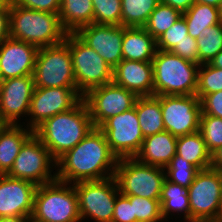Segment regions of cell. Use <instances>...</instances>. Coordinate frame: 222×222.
<instances>
[{
  "instance_id": "cell-1",
  "label": "cell",
  "mask_w": 222,
  "mask_h": 222,
  "mask_svg": "<svg viewBox=\"0 0 222 222\" xmlns=\"http://www.w3.org/2000/svg\"><path fill=\"white\" fill-rule=\"evenodd\" d=\"M118 158L112 153L105 134L94 127L74 148L57 161V180L76 183L102 180L115 175Z\"/></svg>"
},
{
  "instance_id": "cell-2",
  "label": "cell",
  "mask_w": 222,
  "mask_h": 222,
  "mask_svg": "<svg viewBox=\"0 0 222 222\" xmlns=\"http://www.w3.org/2000/svg\"><path fill=\"white\" fill-rule=\"evenodd\" d=\"M93 128L88 107L82 99L71 110L48 118L34 130V135L57 161L83 140Z\"/></svg>"
},
{
  "instance_id": "cell-3",
  "label": "cell",
  "mask_w": 222,
  "mask_h": 222,
  "mask_svg": "<svg viewBox=\"0 0 222 222\" xmlns=\"http://www.w3.org/2000/svg\"><path fill=\"white\" fill-rule=\"evenodd\" d=\"M10 37L37 48L59 44L65 40L59 14L31 10L10 1Z\"/></svg>"
},
{
  "instance_id": "cell-4",
  "label": "cell",
  "mask_w": 222,
  "mask_h": 222,
  "mask_svg": "<svg viewBox=\"0 0 222 222\" xmlns=\"http://www.w3.org/2000/svg\"><path fill=\"white\" fill-rule=\"evenodd\" d=\"M152 66L153 95H196L199 64L157 49Z\"/></svg>"
},
{
  "instance_id": "cell-5",
  "label": "cell",
  "mask_w": 222,
  "mask_h": 222,
  "mask_svg": "<svg viewBox=\"0 0 222 222\" xmlns=\"http://www.w3.org/2000/svg\"><path fill=\"white\" fill-rule=\"evenodd\" d=\"M32 216L44 222H82L74 185L56 179L37 186Z\"/></svg>"
},
{
  "instance_id": "cell-6",
  "label": "cell",
  "mask_w": 222,
  "mask_h": 222,
  "mask_svg": "<svg viewBox=\"0 0 222 222\" xmlns=\"http://www.w3.org/2000/svg\"><path fill=\"white\" fill-rule=\"evenodd\" d=\"M65 41L71 52L76 88L82 96L92 88L113 82V68L75 33H67Z\"/></svg>"
},
{
  "instance_id": "cell-7",
  "label": "cell",
  "mask_w": 222,
  "mask_h": 222,
  "mask_svg": "<svg viewBox=\"0 0 222 222\" xmlns=\"http://www.w3.org/2000/svg\"><path fill=\"white\" fill-rule=\"evenodd\" d=\"M35 88H76L69 45L38 48L33 72Z\"/></svg>"
},
{
  "instance_id": "cell-8",
  "label": "cell",
  "mask_w": 222,
  "mask_h": 222,
  "mask_svg": "<svg viewBox=\"0 0 222 222\" xmlns=\"http://www.w3.org/2000/svg\"><path fill=\"white\" fill-rule=\"evenodd\" d=\"M122 195L160 199L166 179L165 168L146 165L135 158L118 160L114 175Z\"/></svg>"
},
{
  "instance_id": "cell-9",
  "label": "cell",
  "mask_w": 222,
  "mask_h": 222,
  "mask_svg": "<svg viewBox=\"0 0 222 222\" xmlns=\"http://www.w3.org/2000/svg\"><path fill=\"white\" fill-rule=\"evenodd\" d=\"M82 222H112L117 195L120 193L114 176L73 183ZM84 220V221H83Z\"/></svg>"
},
{
  "instance_id": "cell-10",
  "label": "cell",
  "mask_w": 222,
  "mask_h": 222,
  "mask_svg": "<svg viewBox=\"0 0 222 222\" xmlns=\"http://www.w3.org/2000/svg\"><path fill=\"white\" fill-rule=\"evenodd\" d=\"M190 222L222 219L221 178L216 169L199 170L189 186Z\"/></svg>"
},
{
  "instance_id": "cell-11",
  "label": "cell",
  "mask_w": 222,
  "mask_h": 222,
  "mask_svg": "<svg viewBox=\"0 0 222 222\" xmlns=\"http://www.w3.org/2000/svg\"><path fill=\"white\" fill-rule=\"evenodd\" d=\"M56 170V160L48 148L33 134L21 147L7 175L39 186L56 180Z\"/></svg>"
},
{
  "instance_id": "cell-12",
  "label": "cell",
  "mask_w": 222,
  "mask_h": 222,
  "mask_svg": "<svg viewBox=\"0 0 222 222\" xmlns=\"http://www.w3.org/2000/svg\"><path fill=\"white\" fill-rule=\"evenodd\" d=\"M104 134L112 153L119 159L134 158L139 152L144 136L133 108L105 120L98 127Z\"/></svg>"
},
{
  "instance_id": "cell-13",
  "label": "cell",
  "mask_w": 222,
  "mask_h": 222,
  "mask_svg": "<svg viewBox=\"0 0 222 222\" xmlns=\"http://www.w3.org/2000/svg\"><path fill=\"white\" fill-rule=\"evenodd\" d=\"M82 99L77 88H34L27 122L21 124L34 131L48 118L71 110Z\"/></svg>"
},
{
  "instance_id": "cell-14",
  "label": "cell",
  "mask_w": 222,
  "mask_h": 222,
  "mask_svg": "<svg viewBox=\"0 0 222 222\" xmlns=\"http://www.w3.org/2000/svg\"><path fill=\"white\" fill-rule=\"evenodd\" d=\"M160 105L165 131L176 137L199 131L201 103L196 95H163Z\"/></svg>"
},
{
  "instance_id": "cell-15",
  "label": "cell",
  "mask_w": 222,
  "mask_h": 222,
  "mask_svg": "<svg viewBox=\"0 0 222 222\" xmlns=\"http://www.w3.org/2000/svg\"><path fill=\"white\" fill-rule=\"evenodd\" d=\"M137 96L114 82L90 89L84 96L94 127L134 107Z\"/></svg>"
},
{
  "instance_id": "cell-16",
  "label": "cell",
  "mask_w": 222,
  "mask_h": 222,
  "mask_svg": "<svg viewBox=\"0 0 222 222\" xmlns=\"http://www.w3.org/2000/svg\"><path fill=\"white\" fill-rule=\"evenodd\" d=\"M34 88L33 76L0 81V122L2 124L19 125L21 119L27 120Z\"/></svg>"
},
{
  "instance_id": "cell-17",
  "label": "cell",
  "mask_w": 222,
  "mask_h": 222,
  "mask_svg": "<svg viewBox=\"0 0 222 222\" xmlns=\"http://www.w3.org/2000/svg\"><path fill=\"white\" fill-rule=\"evenodd\" d=\"M75 34L113 69L123 60L124 26L92 23Z\"/></svg>"
},
{
  "instance_id": "cell-18",
  "label": "cell",
  "mask_w": 222,
  "mask_h": 222,
  "mask_svg": "<svg viewBox=\"0 0 222 222\" xmlns=\"http://www.w3.org/2000/svg\"><path fill=\"white\" fill-rule=\"evenodd\" d=\"M37 185L22 179L0 175V217H29L34 209Z\"/></svg>"
},
{
  "instance_id": "cell-19",
  "label": "cell",
  "mask_w": 222,
  "mask_h": 222,
  "mask_svg": "<svg viewBox=\"0 0 222 222\" xmlns=\"http://www.w3.org/2000/svg\"><path fill=\"white\" fill-rule=\"evenodd\" d=\"M38 48L8 37L0 45V81L33 76Z\"/></svg>"
},
{
  "instance_id": "cell-20",
  "label": "cell",
  "mask_w": 222,
  "mask_h": 222,
  "mask_svg": "<svg viewBox=\"0 0 222 222\" xmlns=\"http://www.w3.org/2000/svg\"><path fill=\"white\" fill-rule=\"evenodd\" d=\"M113 82L137 97L153 95L152 62L122 60L113 69Z\"/></svg>"
},
{
  "instance_id": "cell-21",
  "label": "cell",
  "mask_w": 222,
  "mask_h": 222,
  "mask_svg": "<svg viewBox=\"0 0 222 222\" xmlns=\"http://www.w3.org/2000/svg\"><path fill=\"white\" fill-rule=\"evenodd\" d=\"M177 137L168 131L144 138L139 152L134 157L138 162L165 168L176 155Z\"/></svg>"
},
{
  "instance_id": "cell-22",
  "label": "cell",
  "mask_w": 222,
  "mask_h": 222,
  "mask_svg": "<svg viewBox=\"0 0 222 222\" xmlns=\"http://www.w3.org/2000/svg\"><path fill=\"white\" fill-rule=\"evenodd\" d=\"M156 51V39L144 27H124V60L152 62Z\"/></svg>"
},
{
  "instance_id": "cell-23",
  "label": "cell",
  "mask_w": 222,
  "mask_h": 222,
  "mask_svg": "<svg viewBox=\"0 0 222 222\" xmlns=\"http://www.w3.org/2000/svg\"><path fill=\"white\" fill-rule=\"evenodd\" d=\"M33 134L23 124H4L0 128V175L10 171L21 147Z\"/></svg>"
},
{
  "instance_id": "cell-24",
  "label": "cell",
  "mask_w": 222,
  "mask_h": 222,
  "mask_svg": "<svg viewBox=\"0 0 222 222\" xmlns=\"http://www.w3.org/2000/svg\"><path fill=\"white\" fill-rule=\"evenodd\" d=\"M188 194L189 188H184L179 184L172 183L165 179L160 197L161 215L165 222L170 218L172 219L170 222H173L172 217L176 214L181 216H177L175 219L183 217L181 221L178 222H190V202Z\"/></svg>"
},
{
  "instance_id": "cell-25",
  "label": "cell",
  "mask_w": 222,
  "mask_h": 222,
  "mask_svg": "<svg viewBox=\"0 0 222 222\" xmlns=\"http://www.w3.org/2000/svg\"><path fill=\"white\" fill-rule=\"evenodd\" d=\"M59 19L67 33H76L81 27L92 24V0H61Z\"/></svg>"
},
{
  "instance_id": "cell-26",
  "label": "cell",
  "mask_w": 222,
  "mask_h": 222,
  "mask_svg": "<svg viewBox=\"0 0 222 222\" xmlns=\"http://www.w3.org/2000/svg\"><path fill=\"white\" fill-rule=\"evenodd\" d=\"M136 114L144 138L165 131L160 96L137 97Z\"/></svg>"
},
{
  "instance_id": "cell-27",
  "label": "cell",
  "mask_w": 222,
  "mask_h": 222,
  "mask_svg": "<svg viewBox=\"0 0 222 222\" xmlns=\"http://www.w3.org/2000/svg\"><path fill=\"white\" fill-rule=\"evenodd\" d=\"M176 154L195 165L199 170L211 166V153L207 150L200 131L177 137Z\"/></svg>"
},
{
  "instance_id": "cell-28",
  "label": "cell",
  "mask_w": 222,
  "mask_h": 222,
  "mask_svg": "<svg viewBox=\"0 0 222 222\" xmlns=\"http://www.w3.org/2000/svg\"><path fill=\"white\" fill-rule=\"evenodd\" d=\"M182 15L188 27V35L194 39L203 37L206 27L215 26L222 22L219 8L203 3L195 2Z\"/></svg>"
},
{
  "instance_id": "cell-29",
  "label": "cell",
  "mask_w": 222,
  "mask_h": 222,
  "mask_svg": "<svg viewBox=\"0 0 222 222\" xmlns=\"http://www.w3.org/2000/svg\"><path fill=\"white\" fill-rule=\"evenodd\" d=\"M160 0H121V26L144 27Z\"/></svg>"
},
{
  "instance_id": "cell-30",
  "label": "cell",
  "mask_w": 222,
  "mask_h": 222,
  "mask_svg": "<svg viewBox=\"0 0 222 222\" xmlns=\"http://www.w3.org/2000/svg\"><path fill=\"white\" fill-rule=\"evenodd\" d=\"M181 16L179 10L160 2L151 12L144 28L157 40Z\"/></svg>"
},
{
  "instance_id": "cell-31",
  "label": "cell",
  "mask_w": 222,
  "mask_h": 222,
  "mask_svg": "<svg viewBox=\"0 0 222 222\" xmlns=\"http://www.w3.org/2000/svg\"><path fill=\"white\" fill-rule=\"evenodd\" d=\"M198 46V64H207L222 50V22L206 27L203 37L196 39Z\"/></svg>"
},
{
  "instance_id": "cell-32",
  "label": "cell",
  "mask_w": 222,
  "mask_h": 222,
  "mask_svg": "<svg viewBox=\"0 0 222 222\" xmlns=\"http://www.w3.org/2000/svg\"><path fill=\"white\" fill-rule=\"evenodd\" d=\"M199 169L179 155H175L165 167L166 179L184 188L194 181Z\"/></svg>"
},
{
  "instance_id": "cell-33",
  "label": "cell",
  "mask_w": 222,
  "mask_h": 222,
  "mask_svg": "<svg viewBox=\"0 0 222 222\" xmlns=\"http://www.w3.org/2000/svg\"><path fill=\"white\" fill-rule=\"evenodd\" d=\"M222 91V69L209 63L198 68L196 96L201 100L205 95Z\"/></svg>"
},
{
  "instance_id": "cell-34",
  "label": "cell",
  "mask_w": 222,
  "mask_h": 222,
  "mask_svg": "<svg viewBox=\"0 0 222 222\" xmlns=\"http://www.w3.org/2000/svg\"><path fill=\"white\" fill-rule=\"evenodd\" d=\"M125 196L133 204L136 222H165L161 215L160 199H149L133 195Z\"/></svg>"
},
{
  "instance_id": "cell-35",
  "label": "cell",
  "mask_w": 222,
  "mask_h": 222,
  "mask_svg": "<svg viewBox=\"0 0 222 222\" xmlns=\"http://www.w3.org/2000/svg\"><path fill=\"white\" fill-rule=\"evenodd\" d=\"M94 24L121 26V0H92Z\"/></svg>"
},
{
  "instance_id": "cell-36",
  "label": "cell",
  "mask_w": 222,
  "mask_h": 222,
  "mask_svg": "<svg viewBox=\"0 0 222 222\" xmlns=\"http://www.w3.org/2000/svg\"><path fill=\"white\" fill-rule=\"evenodd\" d=\"M199 131L210 153L222 146V118L200 114Z\"/></svg>"
},
{
  "instance_id": "cell-37",
  "label": "cell",
  "mask_w": 222,
  "mask_h": 222,
  "mask_svg": "<svg viewBox=\"0 0 222 222\" xmlns=\"http://www.w3.org/2000/svg\"><path fill=\"white\" fill-rule=\"evenodd\" d=\"M184 40H196L188 35V27L184 16L169 27L160 37L156 40L158 50L171 51L177 44Z\"/></svg>"
},
{
  "instance_id": "cell-38",
  "label": "cell",
  "mask_w": 222,
  "mask_h": 222,
  "mask_svg": "<svg viewBox=\"0 0 222 222\" xmlns=\"http://www.w3.org/2000/svg\"><path fill=\"white\" fill-rule=\"evenodd\" d=\"M112 222H136L133 204L127 196L121 193L116 197Z\"/></svg>"
},
{
  "instance_id": "cell-39",
  "label": "cell",
  "mask_w": 222,
  "mask_h": 222,
  "mask_svg": "<svg viewBox=\"0 0 222 222\" xmlns=\"http://www.w3.org/2000/svg\"><path fill=\"white\" fill-rule=\"evenodd\" d=\"M14 5L31 10L59 14L61 0H11Z\"/></svg>"
},
{
  "instance_id": "cell-40",
  "label": "cell",
  "mask_w": 222,
  "mask_h": 222,
  "mask_svg": "<svg viewBox=\"0 0 222 222\" xmlns=\"http://www.w3.org/2000/svg\"><path fill=\"white\" fill-rule=\"evenodd\" d=\"M200 103L201 114L222 118V91L205 95Z\"/></svg>"
},
{
  "instance_id": "cell-41",
  "label": "cell",
  "mask_w": 222,
  "mask_h": 222,
  "mask_svg": "<svg viewBox=\"0 0 222 222\" xmlns=\"http://www.w3.org/2000/svg\"><path fill=\"white\" fill-rule=\"evenodd\" d=\"M196 40H184L177 44L171 52L181 58L198 64V46Z\"/></svg>"
},
{
  "instance_id": "cell-42",
  "label": "cell",
  "mask_w": 222,
  "mask_h": 222,
  "mask_svg": "<svg viewBox=\"0 0 222 222\" xmlns=\"http://www.w3.org/2000/svg\"><path fill=\"white\" fill-rule=\"evenodd\" d=\"M10 0L0 7V45L10 37Z\"/></svg>"
},
{
  "instance_id": "cell-43",
  "label": "cell",
  "mask_w": 222,
  "mask_h": 222,
  "mask_svg": "<svg viewBox=\"0 0 222 222\" xmlns=\"http://www.w3.org/2000/svg\"><path fill=\"white\" fill-rule=\"evenodd\" d=\"M160 2L184 13L196 2V0H160Z\"/></svg>"
},
{
  "instance_id": "cell-44",
  "label": "cell",
  "mask_w": 222,
  "mask_h": 222,
  "mask_svg": "<svg viewBox=\"0 0 222 222\" xmlns=\"http://www.w3.org/2000/svg\"><path fill=\"white\" fill-rule=\"evenodd\" d=\"M212 169H222V146L218 147L211 153V166Z\"/></svg>"
},
{
  "instance_id": "cell-45",
  "label": "cell",
  "mask_w": 222,
  "mask_h": 222,
  "mask_svg": "<svg viewBox=\"0 0 222 222\" xmlns=\"http://www.w3.org/2000/svg\"><path fill=\"white\" fill-rule=\"evenodd\" d=\"M27 218L19 216L0 217V222H27Z\"/></svg>"
},
{
  "instance_id": "cell-46",
  "label": "cell",
  "mask_w": 222,
  "mask_h": 222,
  "mask_svg": "<svg viewBox=\"0 0 222 222\" xmlns=\"http://www.w3.org/2000/svg\"><path fill=\"white\" fill-rule=\"evenodd\" d=\"M209 64L215 68L222 69V50L211 60Z\"/></svg>"
},
{
  "instance_id": "cell-47",
  "label": "cell",
  "mask_w": 222,
  "mask_h": 222,
  "mask_svg": "<svg viewBox=\"0 0 222 222\" xmlns=\"http://www.w3.org/2000/svg\"><path fill=\"white\" fill-rule=\"evenodd\" d=\"M197 3L208 4L214 7L219 8L222 0H196Z\"/></svg>"
},
{
  "instance_id": "cell-48",
  "label": "cell",
  "mask_w": 222,
  "mask_h": 222,
  "mask_svg": "<svg viewBox=\"0 0 222 222\" xmlns=\"http://www.w3.org/2000/svg\"><path fill=\"white\" fill-rule=\"evenodd\" d=\"M27 222H44V221L38 220V219H36L35 217H33L32 215H30V216L27 218Z\"/></svg>"
},
{
  "instance_id": "cell-49",
  "label": "cell",
  "mask_w": 222,
  "mask_h": 222,
  "mask_svg": "<svg viewBox=\"0 0 222 222\" xmlns=\"http://www.w3.org/2000/svg\"><path fill=\"white\" fill-rule=\"evenodd\" d=\"M221 178V200H222V169L218 170Z\"/></svg>"
},
{
  "instance_id": "cell-50",
  "label": "cell",
  "mask_w": 222,
  "mask_h": 222,
  "mask_svg": "<svg viewBox=\"0 0 222 222\" xmlns=\"http://www.w3.org/2000/svg\"><path fill=\"white\" fill-rule=\"evenodd\" d=\"M9 0H0V7L4 6Z\"/></svg>"
},
{
  "instance_id": "cell-51",
  "label": "cell",
  "mask_w": 222,
  "mask_h": 222,
  "mask_svg": "<svg viewBox=\"0 0 222 222\" xmlns=\"http://www.w3.org/2000/svg\"><path fill=\"white\" fill-rule=\"evenodd\" d=\"M219 12H220V18L222 20V2L220 4V6H219Z\"/></svg>"
}]
</instances>
